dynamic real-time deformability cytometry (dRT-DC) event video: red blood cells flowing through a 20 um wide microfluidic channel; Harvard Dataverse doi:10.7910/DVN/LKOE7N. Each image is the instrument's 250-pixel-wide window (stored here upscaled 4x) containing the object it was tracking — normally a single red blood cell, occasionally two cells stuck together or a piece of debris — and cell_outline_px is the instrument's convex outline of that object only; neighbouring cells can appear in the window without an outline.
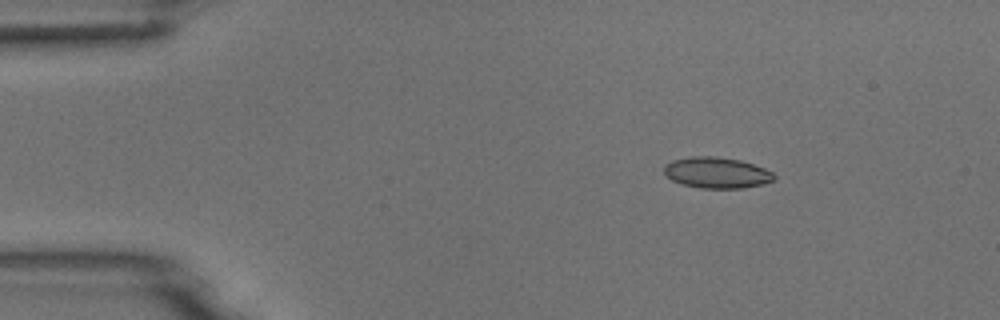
{"species": "common noctule bat (a hibernating species)", "species_latin": "Nyctalus noctula", "temperature_condition": "room temperature", "stored_images_in_passage": 5, "camera_frame_rate_fps": 3000, "um_per_image_px": 0.085, "animal": {"sex": "male", "body_mass_g": 18.8}, "frame": {"image": 1, "passage_image": 2, "time_ms": 0.333, "image_size_px": [1000, 320], "cell_outline_px": [[776, 180], [764, 184], [744, 188], [700, 188], [680, 184], [672, 180], [664, 172], [664, 164], [672, 160], [692, 156], [716, 156], [740, 160], [764, 168], [772, 172], [776, 176]], "centroid_in_image_um": [60.93, 14.68], "position_along_channel_um": 24.1, "area_um2": 20.06}}
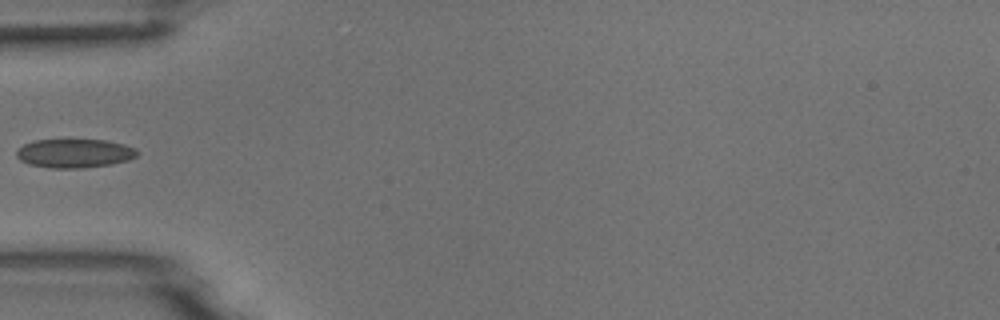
{"frame": {"image": 2, "passage_image": 5, "time_ms": 1.333, "image_size_px": [1000, 320], "cell_outline_px": [[136, 156], [128, 160], [112, 164], [84, 168], [52, 168], [28, 164], [20, 160], [16, 156], [16, 152], [24, 144], [36, 140], [104, 140], [124, 144], [136, 148]], "centroid_in_image_um": [6.33, 13.04], "position_along_channel_um": 78.7, "area_um2": 20.17}}